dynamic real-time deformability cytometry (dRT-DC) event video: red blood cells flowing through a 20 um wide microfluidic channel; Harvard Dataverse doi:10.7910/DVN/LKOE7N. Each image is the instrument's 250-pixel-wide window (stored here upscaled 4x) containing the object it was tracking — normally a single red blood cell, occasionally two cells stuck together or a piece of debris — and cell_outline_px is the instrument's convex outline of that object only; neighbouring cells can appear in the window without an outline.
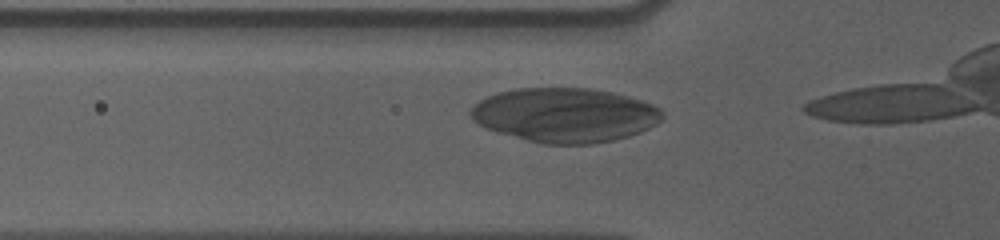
{"species": "human", "species_latin": "Homo sapiens", "temperature_condition": "cold", "stored_images_in_passage": 8, "camera_frame_rate_fps": 3000, "um_per_image_px": 0.085, "donor": {"sex": "male"}, "frame": {"image": 1, "passage_image": 3, "time_ms": 0.667, "image_size_px": [1000, 240], "cell_outline_px": [[664, 116], [656, 124], [640, 132], [616, 140], [592, 144], [544, 144], [496, 132], [484, 128], [472, 120], [468, 112], [480, 100], [488, 96], [500, 92], [516, 88], [588, 88], [612, 92], [628, 96], [652, 104], [660, 108], [664, 112]], "centroid_in_image_um": [48.01, 9.78], "position_along_channel_um": 77.8, "area_um2": 60.81}}
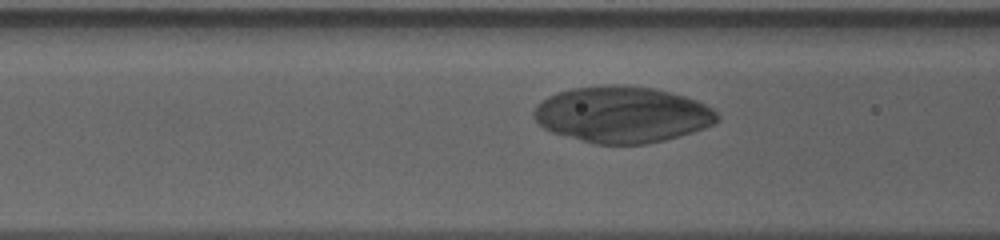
{"frame": {"image": 2, "passage_image": 6, "time_ms": 1.667, "image_size_px": [1000, 240], "cell_outline_px": [[720, 116], [712, 124], [704, 128], [680, 136], [648, 144], [596, 144], [552, 132], [544, 128], [532, 116], [532, 112], [536, 104], [548, 96], [556, 92], [572, 88], [604, 84], [624, 84], [652, 88], [684, 96], [708, 104]], "centroid_in_image_um": [52.87, 9.72], "position_along_channel_um": 113.7, "area_um2": 60.34}}